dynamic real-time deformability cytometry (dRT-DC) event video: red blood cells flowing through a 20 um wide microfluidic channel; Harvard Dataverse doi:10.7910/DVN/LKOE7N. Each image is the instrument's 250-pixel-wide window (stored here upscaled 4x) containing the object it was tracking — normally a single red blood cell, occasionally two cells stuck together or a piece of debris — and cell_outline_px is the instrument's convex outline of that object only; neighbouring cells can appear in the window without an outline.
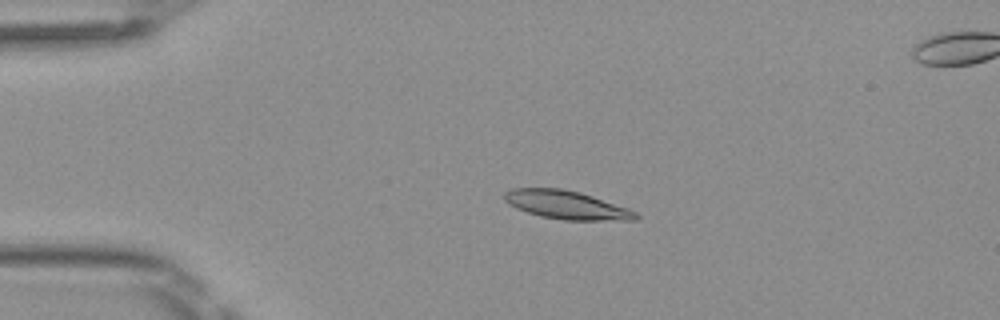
{"species": "Egyptian fruit bat (a non-hibernating species)", "species_latin": "Rousettus aegyptiacus", "temperature_condition": "room temperature", "stored_images_in_passage": 42, "segment_of_instrument_passage": [1, 2], "camera_frame_rate_fps": 3000, "um_per_image_px": 0.085, "frame": {"image": 1, "passage_image": 2, "time_ms": 0.333, "image_size_px": [1000, 320], "cell_outline_px": [[640, 216], [636, 220], [564, 220], [540, 216], [516, 208], [508, 204], [504, 200], [504, 192], [512, 188], [560, 188], [580, 192], [628, 208], [636, 212]], "centroid_in_image_um": [48.14, 17.42], "position_along_channel_um": 36.9, "area_um2": 21.73}}
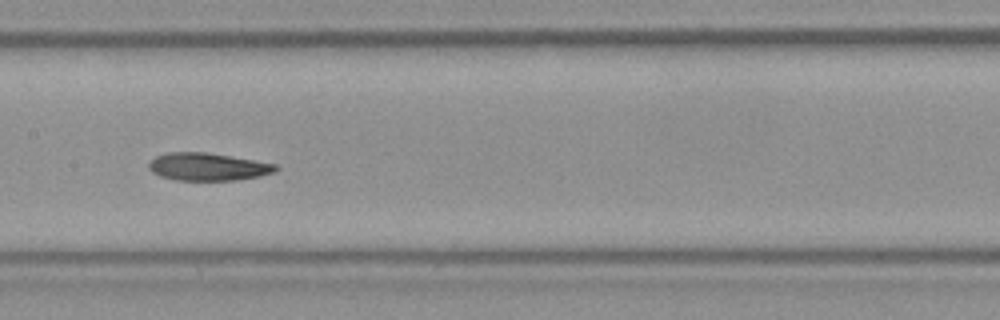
{"frame": {"image": 2, "passage_image": 16, "time_ms": 5.0, "image_size_px": [1000, 320], "cell_outline_px": [[280, 168], [272, 172], [260, 176], [236, 180], [176, 180], [160, 176], [152, 172], [148, 168], [148, 164], [156, 156], [168, 152], [204, 152], [276, 164]], "centroid_in_image_um": [17.63, 14.18], "position_along_channel_um": 189.8, "area_um2": 20.23}}
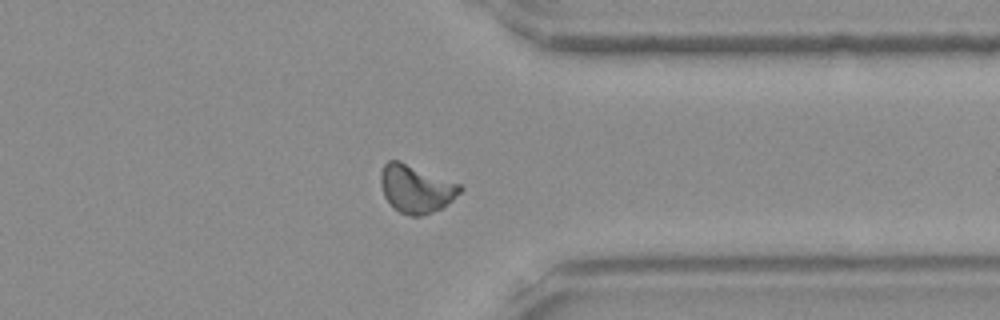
{"frame": {"image": 3, "passage_image": 30, "time_ms": 9.667, "image_size_px": [1000, 320], "cell_outline_px": [[464, 188], [444, 208], [420, 216], [412, 216], [400, 212], [384, 196], [380, 184], [380, 172], [384, 164], [388, 160], [400, 160], [460, 184]], "centroid_in_image_um": [35.36, 16.03], "position_along_channel_um": 376.0, "area_um2": 22.14}}